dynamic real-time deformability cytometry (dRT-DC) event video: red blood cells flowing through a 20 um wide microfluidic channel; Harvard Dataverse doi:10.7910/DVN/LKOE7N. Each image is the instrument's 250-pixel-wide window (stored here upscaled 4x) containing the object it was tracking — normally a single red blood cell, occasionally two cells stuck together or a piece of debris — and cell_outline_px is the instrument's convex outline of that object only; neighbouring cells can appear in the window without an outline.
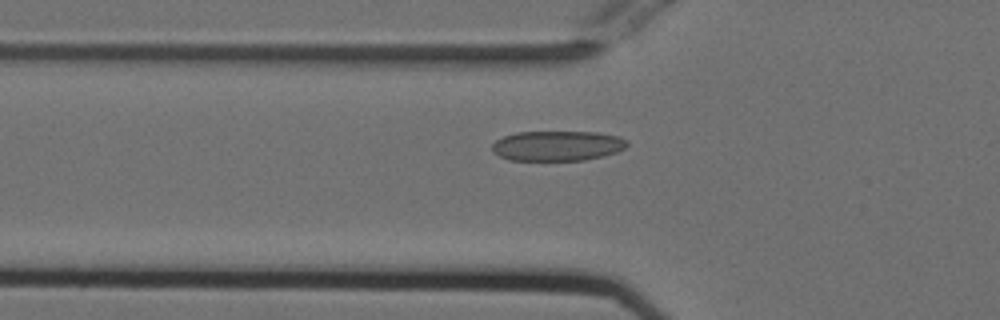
{"species": "Egyptian fruit bat (a non-hibernating species)", "species_latin": "Rousettus aegyptiacus", "temperature_condition": "cold", "stored_images_in_passage": 54, "camera_frame_rate_fps": 3000, "um_per_image_px": 0.085, "animal": {"sex": "female"}, "frame": {"image": 1, "passage_image": 19, "time_ms": 6.0, "image_size_px": [1000, 320], "cell_outline_px": [[628, 144], [624, 148], [616, 152], [604, 156], [584, 160], [508, 160], [492, 152], [492, 144], [496, 140], [504, 136], [516, 132], [600, 132], [620, 136], [628, 140]], "centroid_in_image_um": [47.39, 12.39], "position_along_channel_um": 78.4, "area_um2": 23.81}}
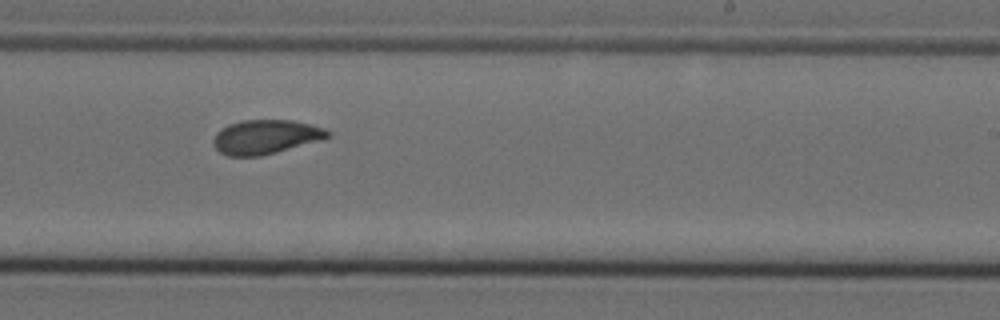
{"frame": {"image": 2, "passage_image": 34, "time_ms": 11.0, "image_size_px": [1000, 320], "cell_outline_px": [[332, 136], [320, 140], [276, 152], [260, 156], [228, 156], [220, 152], [212, 144], [212, 140], [216, 132], [228, 124], [244, 120], [292, 120], [324, 128], [332, 132]], "centroid_in_image_um": [22.57, 11.63], "position_along_channel_um": 266.4, "area_um2": 22.77}}
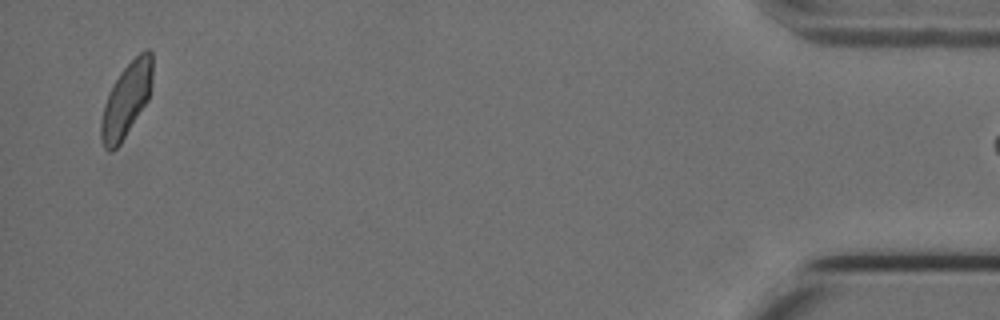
{"frame": {"image": 3, "passage_image": 53, "time_ms": 17.333, "image_size_px": [1000, 320], "cell_outline_px": [[152, 80], [148, 100], [120, 144], [112, 152], [108, 152], [104, 148], [100, 136], [100, 120], [104, 104], [120, 72], [144, 48], [148, 48], [152, 52]], "centroid_in_image_um": [10.73, 8.5], "position_along_channel_um": 424.5, "area_um2": 22.02}}